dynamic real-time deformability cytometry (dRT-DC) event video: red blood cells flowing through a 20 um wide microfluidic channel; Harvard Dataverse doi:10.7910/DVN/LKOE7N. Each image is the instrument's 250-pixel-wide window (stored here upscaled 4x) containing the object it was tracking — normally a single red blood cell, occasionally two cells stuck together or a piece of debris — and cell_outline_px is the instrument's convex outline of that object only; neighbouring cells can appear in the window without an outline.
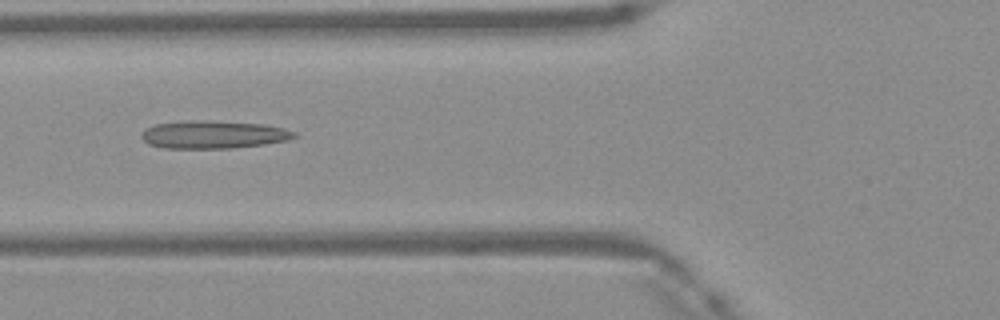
{"species": "Egyptian fruit bat (a non-hibernating species)", "species_latin": "Rousettus aegyptiacus", "temperature_condition": "warm", "stored_images_in_passage": 48, "camera_frame_rate_fps": 3000, "um_per_image_px": 0.085, "frame": {"image": 1, "passage_image": 18, "time_ms": 5.667, "image_size_px": [1000, 320], "cell_outline_px": [[296, 136], [288, 140], [264, 144], [232, 148], [164, 148], [148, 144], [140, 136], [140, 132], [144, 128], [156, 124], [184, 120], [212, 120], [264, 124], [284, 128], [296, 132]], "centroid_in_image_um": [18.1, 11.42], "position_along_channel_um": 107.7, "area_um2": 25.09}}
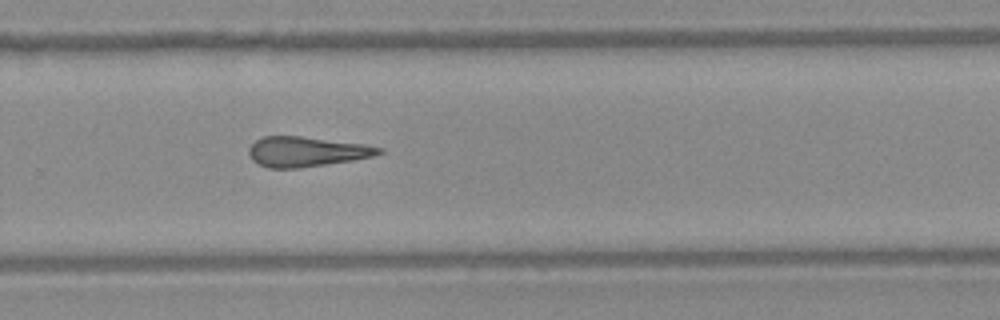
{"frame": {"image": 2, "passage_image": 32, "time_ms": 10.333, "image_size_px": [1000, 320], "cell_outline_px": [[384, 152], [372, 156], [352, 160], [300, 168], [268, 168], [252, 160], [248, 152], [248, 148], [256, 140], [264, 136], [300, 136], [364, 144], [384, 148]], "centroid_in_image_um": [26.04, 12.89], "position_along_channel_um": 303.8, "area_um2": 22.6}}
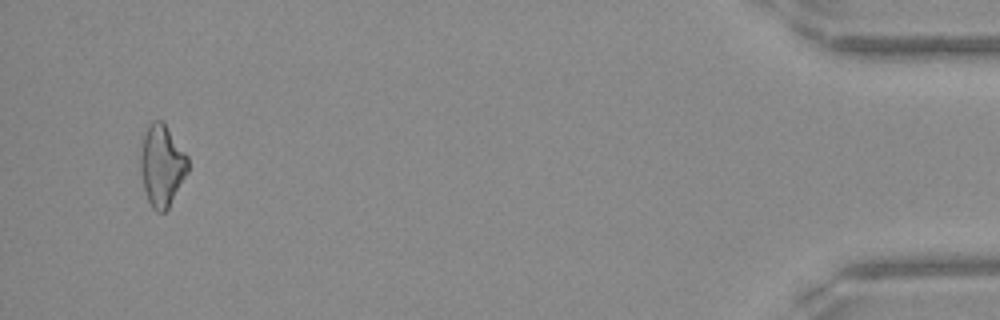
{"frame": {"image": 3, "passage_image": 46, "time_ms": 15.0, "image_size_px": [1000, 320], "cell_outline_px": [[188, 172], [168, 208], [164, 212], [156, 212], [152, 208], [148, 200], [144, 188], [140, 172], [140, 148], [144, 136], [152, 120], [164, 120], [188, 156]], "centroid_in_image_um": [13.76, 14.04], "position_along_channel_um": 421.4, "area_um2": 22.72}, "authors_computed_cell_mechanics": {"area_um2": 23.2934, "velocity_mm_per_s": 4.1937, "shape_relaxation_time_tau1_ms": null, "shape_relaxation_time_tau2_ms": 6.7885, "deformation_change_tau1": null, "deformation_change_tau2": 0.2583}}